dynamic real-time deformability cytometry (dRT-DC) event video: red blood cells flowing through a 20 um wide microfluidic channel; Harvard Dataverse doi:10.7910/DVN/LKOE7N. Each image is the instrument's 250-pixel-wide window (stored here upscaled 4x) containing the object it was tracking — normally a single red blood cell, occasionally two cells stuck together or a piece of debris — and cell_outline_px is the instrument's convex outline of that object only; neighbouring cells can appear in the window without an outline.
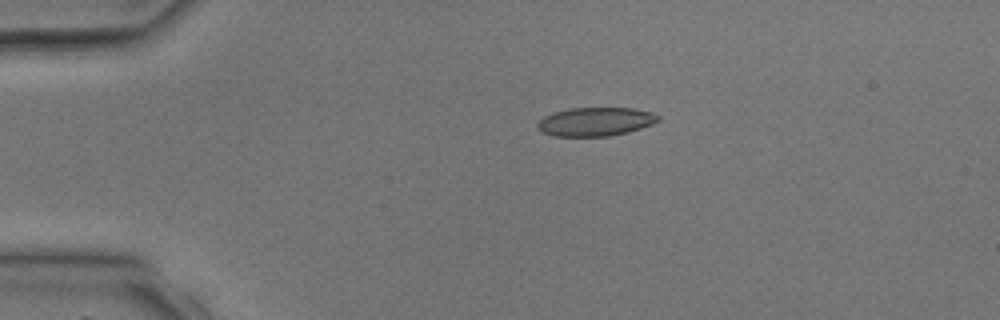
{"species": "common noctule bat (a hibernating species)", "species_latin": "Nyctalus noctula", "temperature_condition": "room temperature", "stored_images_in_passage": 5, "camera_frame_rate_fps": 3000, "um_per_image_px": 0.085, "animal": {"sex": "male", "body_mass_g": 17.9, "forearm_length_mm": 54.2}, "frame": {"image": 1, "passage_image": 2, "time_ms": 1.0, "image_size_px": [1000, 320], "cell_outline_px": [[660, 120], [652, 124], [628, 132], [608, 136], [552, 136], [536, 128], [536, 124], [544, 116], [568, 108], [632, 108], [652, 112], [660, 116]], "centroid_in_image_um": [50.62, 10.34], "position_along_channel_um": 34.4, "area_um2": 20.11}}
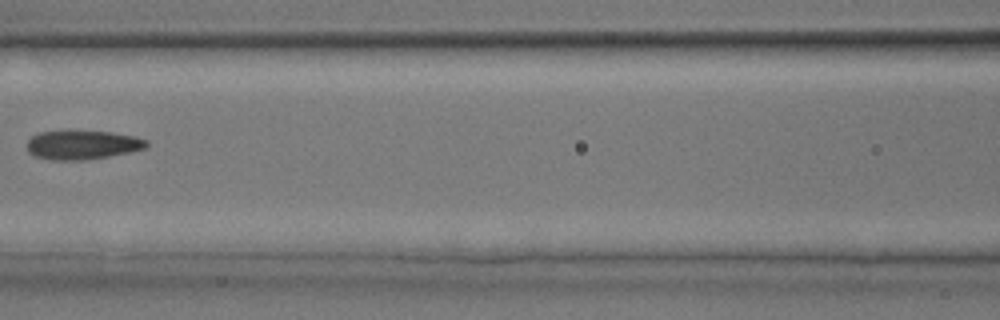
{"frame": {"image": 2, "passage_image": 5, "time_ms": 4.333, "image_size_px": [1000, 320], "cell_outline_px": [[148, 144], [144, 148], [128, 152], [108, 156], [84, 160], [52, 160], [36, 156], [28, 152], [28, 140], [32, 136], [40, 132], [112, 132], [136, 136], [148, 140]], "centroid_in_image_um": [7.02, 12.32], "position_along_channel_um": 159.6, "area_um2": 19.77}}